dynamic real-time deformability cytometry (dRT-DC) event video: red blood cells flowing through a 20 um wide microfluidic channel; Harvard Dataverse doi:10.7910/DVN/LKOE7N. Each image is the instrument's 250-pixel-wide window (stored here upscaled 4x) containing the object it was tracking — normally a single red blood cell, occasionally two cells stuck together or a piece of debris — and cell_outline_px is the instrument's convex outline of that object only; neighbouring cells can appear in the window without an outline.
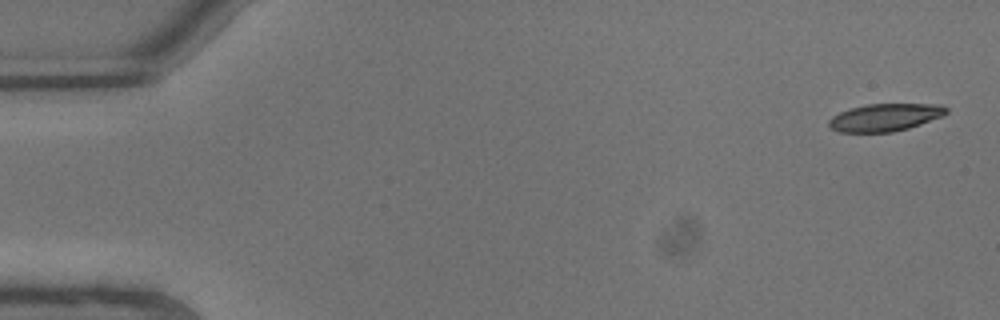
{"species": "common noctule bat (a hibernating species)", "species_latin": "Nyctalus noctula", "temperature_condition": "warm", "stored_images_in_passage": 9, "camera_frame_rate_fps": 3000, "um_per_image_px": 0.085, "animal": {"sex": "male", "body_mass_g": 13.3}, "frame": {"image": 1, "passage_image": 1, "time_ms": 0.0, "image_size_px": [1000, 320], "cell_outline_px": [[948, 112], [944, 116], [908, 128], [892, 132], [836, 132], [828, 128], [828, 120], [832, 116], [840, 112], [852, 108], [868, 104], [940, 104], [948, 108]], "centroid_in_image_um": [75.22, 9.98], "position_along_channel_um": 9.8, "area_um2": 18.96}}
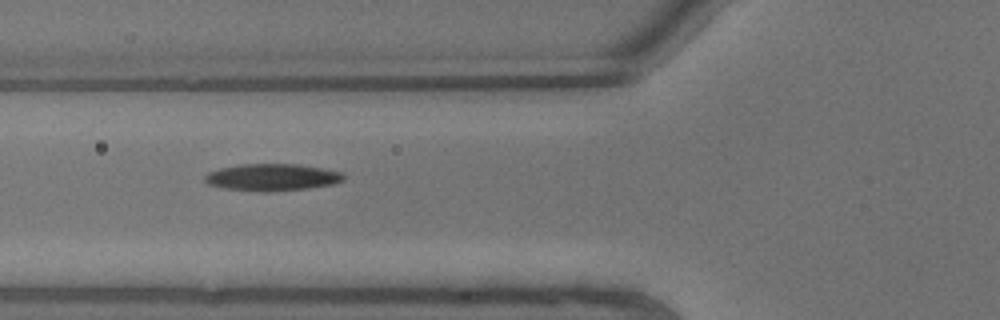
{"frame": {"image": 2, "passage_image": 8, "time_ms": 2.333, "image_size_px": [1000, 320], "cell_outline_px": [[344, 180], [332, 184], [308, 188], [268, 192], [260, 192], [224, 188], [208, 184], [204, 180], [204, 176], [208, 172], [220, 168], [240, 164], [296, 164], [344, 172]], "centroid_in_image_um": [23.11, 15.07], "position_along_channel_um": 102.7, "area_um2": 21.85}}
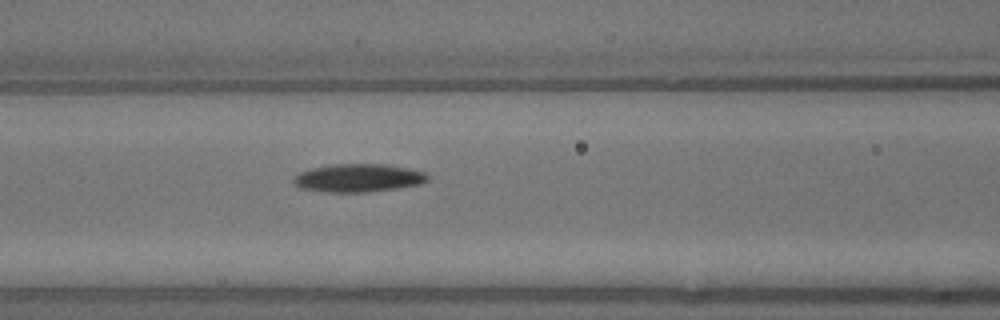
{"frame": {"image": 3, "passage_image": 9, "time_ms": 2.667, "image_size_px": [1000, 320], "cell_outline_px": [[428, 180], [420, 184], [396, 188], [368, 192], [328, 192], [300, 188], [292, 180], [300, 172], [312, 168], [332, 164], [384, 164], [408, 168], [424, 172], [428, 176]], "centroid_in_image_um": [30.46, 15.12], "position_along_channel_um": 136.1, "area_um2": 21.79}}